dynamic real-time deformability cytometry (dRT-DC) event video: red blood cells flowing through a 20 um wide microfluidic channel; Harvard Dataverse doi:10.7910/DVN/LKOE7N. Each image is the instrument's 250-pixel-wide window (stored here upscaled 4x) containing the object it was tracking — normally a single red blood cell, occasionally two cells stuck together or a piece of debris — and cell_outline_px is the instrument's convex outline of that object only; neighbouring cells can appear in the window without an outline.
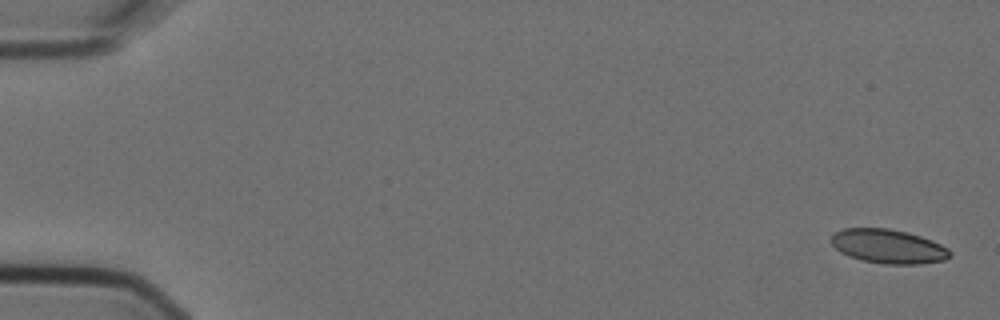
{"species": "Egyptian fruit bat (a non-hibernating species)", "species_latin": "Rousettus aegyptiacus", "temperature_condition": "cold", "stored_images_in_passage": 9, "camera_frame_rate_fps": 3000, "um_per_image_px": 0.085, "animal": {"sex": "female"}, "frame": {"image": 1, "passage_image": 1, "time_ms": 0.0, "image_size_px": [1000, 320], "cell_outline_px": [[952, 252], [944, 260], [920, 264], [884, 264], [860, 260], [848, 256], [840, 252], [832, 244], [832, 236], [836, 232], [844, 228], [888, 228], [920, 236], [932, 240], [948, 248]], "centroid_in_image_um": [75.5, 20.95], "position_along_channel_um": 9.5, "area_um2": 23.47}}
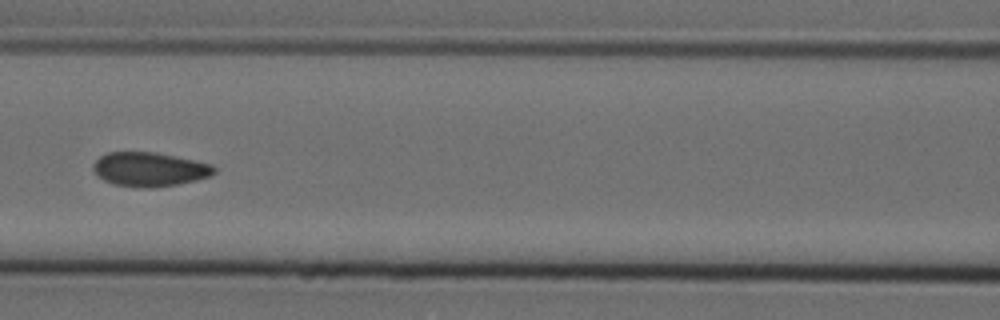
{"frame": {"image": 2, "passage_image": 7, "time_ms": 2.0, "image_size_px": [1000, 320], "cell_outline_px": [[216, 172], [208, 176], [196, 180], [176, 184], [152, 188], [140, 188], [112, 184], [104, 180], [92, 168], [92, 164], [100, 156], [108, 152], [156, 152], [212, 164], [216, 168]], "centroid_in_image_um": [12.7, 14.39], "position_along_channel_um": 153.9, "area_um2": 23.99}}
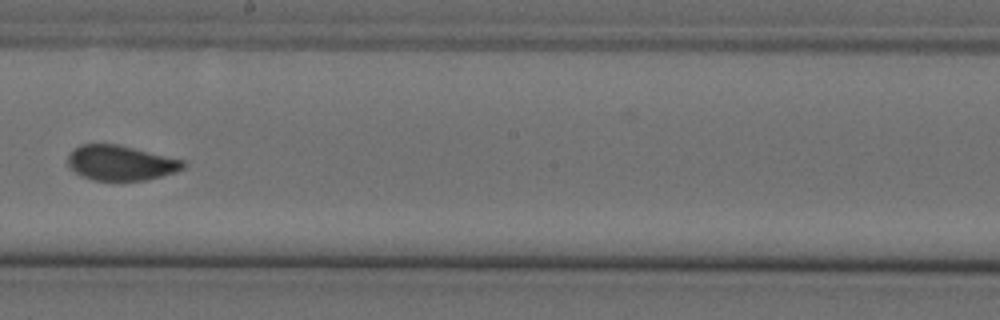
{"frame": {"image": 3, "passage_image": 9, "time_ms": 2.667, "image_size_px": [1000, 320], "cell_outline_px": [[188, 164], [184, 168], [176, 172], [144, 180], [92, 180], [80, 176], [68, 164], [68, 156], [80, 144], [116, 144], [184, 160]], "centroid_in_image_um": [10.28, 13.85], "position_along_channel_um": 237.9, "area_um2": 23.29}}